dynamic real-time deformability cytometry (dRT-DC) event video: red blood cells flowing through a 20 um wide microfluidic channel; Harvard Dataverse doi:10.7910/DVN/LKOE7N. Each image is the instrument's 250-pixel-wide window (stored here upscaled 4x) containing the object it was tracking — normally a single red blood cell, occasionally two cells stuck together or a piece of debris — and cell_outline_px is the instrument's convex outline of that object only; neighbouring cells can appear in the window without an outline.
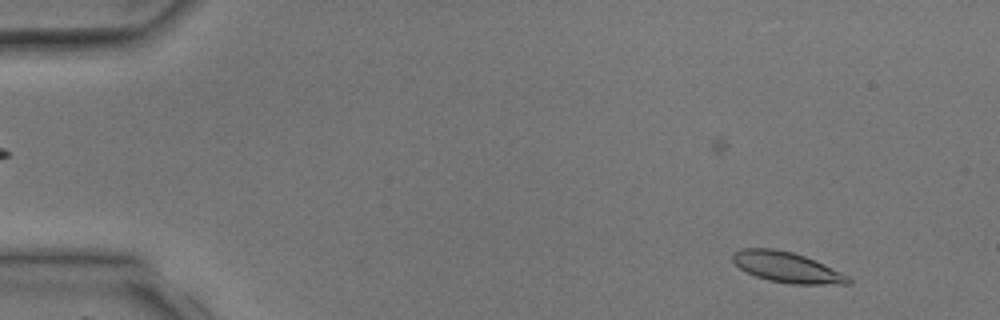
{"species": "common noctule bat (a hibernating species)", "species_latin": "Nyctalus noctula", "temperature_condition": "room temperature", "stored_images_in_passage": 5, "camera_frame_rate_fps": 3000, "um_per_image_px": 0.085, "animal": {"sex": "male", "body_mass_g": 17.9, "forearm_length_mm": 54.2}, "frame": {"image": 1, "passage_image": 5, "time_ms": 5.0, "image_size_px": [1000, 320], "cell_outline_px": [[852, 284], [788, 284], [768, 280], [756, 276], [740, 268], [732, 260], [732, 252], [740, 248], [772, 248], [792, 252], [804, 256], [824, 264], [848, 276], [852, 280]], "centroid_in_image_um": [66.87, 22.71], "position_along_channel_um": 18.1, "area_um2": 20.52}}